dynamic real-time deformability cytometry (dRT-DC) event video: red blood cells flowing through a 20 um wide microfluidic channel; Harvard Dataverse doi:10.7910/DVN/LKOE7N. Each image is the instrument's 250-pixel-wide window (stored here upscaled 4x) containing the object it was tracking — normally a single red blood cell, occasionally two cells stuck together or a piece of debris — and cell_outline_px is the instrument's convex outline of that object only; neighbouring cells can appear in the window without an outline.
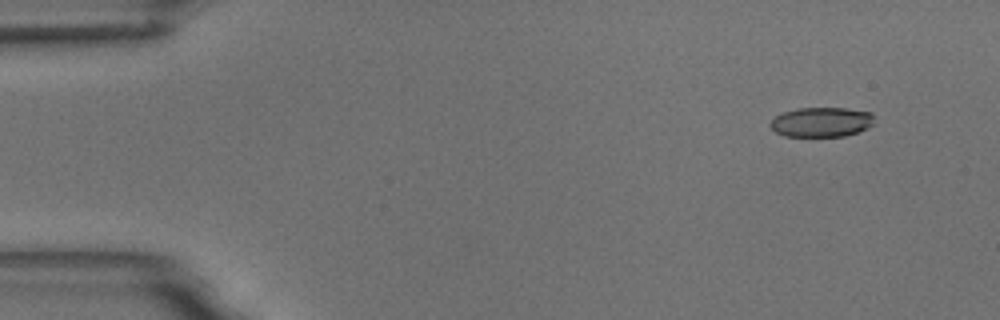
{"species": "common noctule bat (a hibernating species)", "species_latin": "Nyctalus noctula", "temperature_condition": "room temperature", "stored_images_in_passage": 51, "camera_frame_rate_fps": 3000, "um_per_image_px": 0.085, "animal": {"sex": "male", "body_mass_g": 18.8}, "frame": {"image": 1, "passage_image": 1, "time_ms": 0.0, "image_size_px": [1000, 320], "cell_outline_px": [[872, 124], [868, 128], [860, 132], [844, 136], [784, 136], [776, 132], [768, 124], [776, 116], [784, 112], [800, 108], [844, 108], [872, 112]], "centroid_in_image_um": [69.83, 10.38], "position_along_channel_um": 15.2, "area_um2": 17.92}}
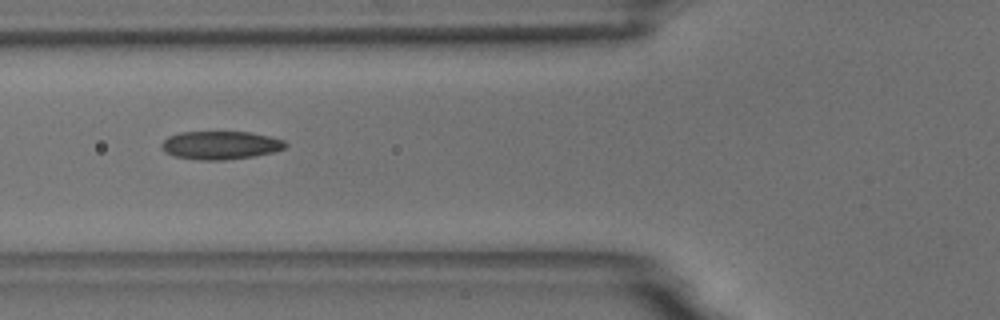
{"frame": {"image": 2, "passage_image": 17, "time_ms": 5.333, "image_size_px": [1000, 320], "cell_outline_px": [[288, 144], [284, 148], [272, 152], [252, 156], [224, 160], [200, 160], [172, 156], [164, 152], [160, 148], [160, 144], [168, 136], [180, 132], [248, 132], [272, 136], [284, 140]], "centroid_in_image_um": [18.7, 12.34], "position_along_channel_um": 107.1, "area_um2": 20.52}}
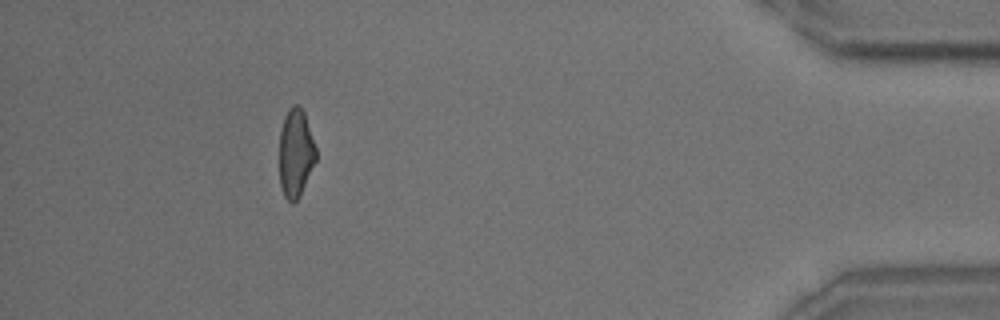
{"frame": {"image": 3, "passage_image": 46, "time_ms": 15.0, "image_size_px": [1000, 320], "cell_outline_px": [[316, 160], [300, 196], [292, 204], [284, 196], [280, 184], [280, 128], [284, 116], [288, 108], [292, 104], [300, 104], [304, 112], [316, 148]], "centroid_in_image_um": [25.13, 12.98], "position_along_channel_um": 410.1, "area_um2": 18.96}, "authors_computed_cell_mechanics": {"area_um2": 19.9988, "velocity_mm_per_s": 3.7131, "shape_relaxation_time_tau1_ms": 5.3122, "shape_relaxation_time_tau2_ms": 2.0155, "deformation_change_tau1": 0.1444, "deformation_change_tau2": 0.0863}}